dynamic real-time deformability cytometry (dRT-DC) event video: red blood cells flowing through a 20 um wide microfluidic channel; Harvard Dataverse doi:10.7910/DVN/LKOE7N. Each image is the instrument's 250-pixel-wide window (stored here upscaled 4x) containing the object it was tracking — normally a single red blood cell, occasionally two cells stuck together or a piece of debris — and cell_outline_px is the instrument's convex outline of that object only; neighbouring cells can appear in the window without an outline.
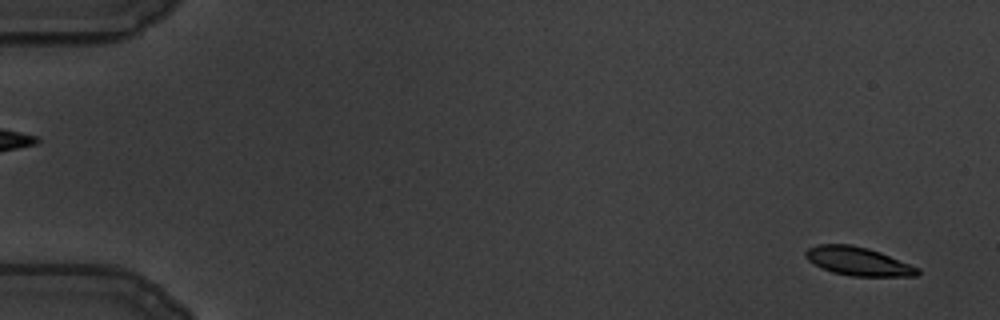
{"species": "common noctule bat (a hibernating species)", "species_latin": "Nyctalus noctula", "temperature_condition": "warm", "stored_images_in_passage": 60, "camera_frame_rate_fps": 3000, "um_per_image_px": 0.085, "animal": {"sex": "male", "body_mass_g": 19.5, "forearm_length_mm": 54.6}, "frame": {"image": 1, "passage_image": 3, "time_ms": 0.667, "image_size_px": [1000, 320], "cell_outline_px": [[920, 272], [916, 276], [852, 276], [832, 272], [808, 260], [804, 256], [804, 252], [808, 248], [820, 244], [848, 244], [868, 248], [880, 252], [920, 268]], "centroid_in_image_um": [72.95, 22.21], "position_along_channel_um": 12.1, "area_um2": 18.44}}
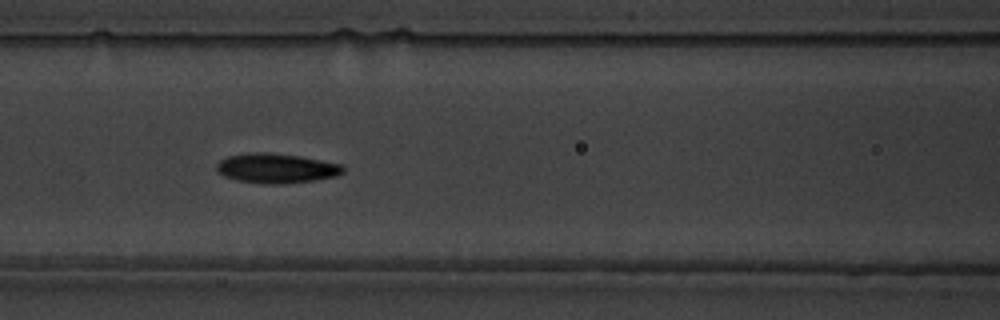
{"frame": {"image": 2, "passage_image": 27, "time_ms": 8.667, "image_size_px": [1000, 320], "cell_outline_px": [[344, 172], [336, 176], [312, 180], [284, 184], [268, 184], [236, 180], [224, 176], [216, 172], [216, 164], [220, 160], [228, 156], [248, 152], [268, 152], [300, 156], [344, 164]], "centroid_in_image_um": [23.48, 14.29], "position_along_channel_um": 143.1, "area_um2": 22.08}}
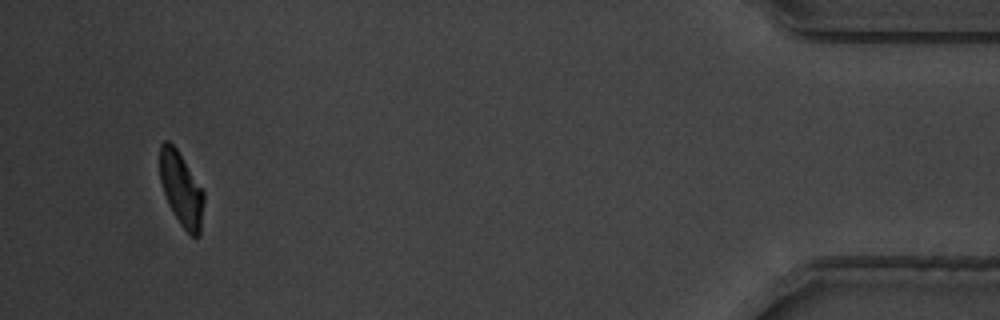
{"frame": {"image": 3, "passage_image": 57, "time_ms": 18.667, "image_size_px": [1000, 320], "cell_outline_px": [[204, 200], [200, 236], [192, 236], [180, 224], [168, 204], [160, 180], [160, 144], [164, 140], [168, 140], [176, 148], [204, 192]], "centroid_in_image_um": [15.41, 16.08], "position_along_channel_um": 419.8, "area_um2": 18.67}, "authors_computed_cell_mechanics": {"area_um2": 20.23, "velocity_mm_per_s": 3.4508, "shape_relaxation_time_tau1_ms": 2.8904, "shape_relaxation_time_tau2_ms": 3.0621, "deformation_change_tau1": 0.162, "deformation_change_tau2": 0.0921}}